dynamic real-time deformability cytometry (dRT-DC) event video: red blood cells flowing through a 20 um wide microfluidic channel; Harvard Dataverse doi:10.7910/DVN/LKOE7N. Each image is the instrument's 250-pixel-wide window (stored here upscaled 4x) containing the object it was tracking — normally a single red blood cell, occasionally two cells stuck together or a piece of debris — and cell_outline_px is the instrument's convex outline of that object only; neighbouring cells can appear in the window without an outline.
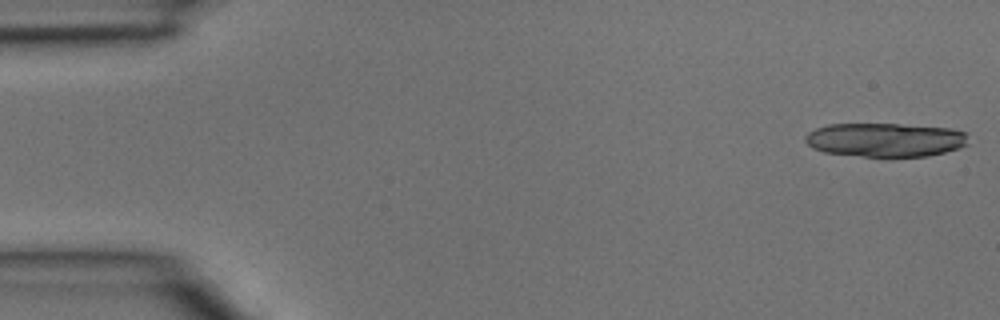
{"species": "common noctule bat (a hibernating species)", "species_latin": "Nyctalus noctula", "temperature_condition": "room temperature", "stored_images_in_passage": 3, "camera_frame_rate_fps": 3000, "um_per_image_px": 0.085, "animal": {"sex": "male", "body_mass_g": 15.6}, "frame": {"image": 1, "passage_image": 1, "time_ms": 0.0, "image_size_px": [1000, 320], "cell_outline_px": [[968, 144], [960, 148], [928, 156], [864, 156], [824, 152], [812, 148], [804, 140], [804, 136], [808, 132], [816, 128], [828, 124], [896, 124], [952, 128], [968, 132]], "centroid_in_image_um": [75.27, 11.87], "position_along_channel_um": 9.7, "area_um2": 32.31}}